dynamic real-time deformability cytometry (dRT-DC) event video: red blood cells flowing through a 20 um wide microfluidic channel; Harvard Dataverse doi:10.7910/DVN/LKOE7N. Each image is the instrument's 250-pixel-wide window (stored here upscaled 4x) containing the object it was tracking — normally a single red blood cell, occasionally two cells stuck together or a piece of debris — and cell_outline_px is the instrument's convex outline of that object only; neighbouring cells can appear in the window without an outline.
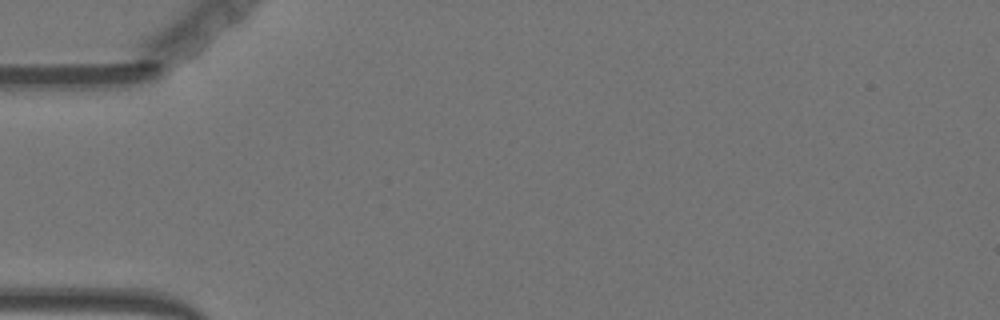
{"species": "Egyptian fruit bat (a non-hibernating species)", "species_latin": "Rousettus aegyptiacus", "temperature_condition": "warm", "stored_images_in_passage": 1, "camera_frame_rate_fps": 3000, "um_per_image_px": 0.085, "animal": {"sex": "female"}, "frame": {"image": 1, "passage_image": 1, "time_ms": 0.0, "image_size_px": [1000, 320], "cell_outline_px": [[252, 40], [248, 48], [232, 64], [208, 84], [200, 88], [184, 88], [184, 84], [236, 16], [252, 24]], "centroid_in_image_um": [18.91, 4.56], "position_along_channel_um": 66.1, "area_um2": 14.62}}